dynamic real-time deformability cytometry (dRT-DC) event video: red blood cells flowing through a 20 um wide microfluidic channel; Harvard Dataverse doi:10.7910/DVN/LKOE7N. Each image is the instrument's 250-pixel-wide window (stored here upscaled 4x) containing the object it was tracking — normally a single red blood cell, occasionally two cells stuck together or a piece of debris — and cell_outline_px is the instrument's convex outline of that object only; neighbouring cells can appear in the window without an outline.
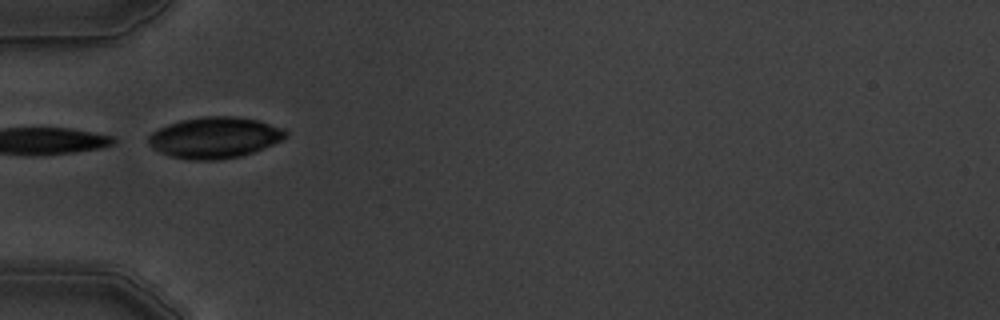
{"species": "common noctule bat (a hibernating species)", "species_latin": "Nyctalus noctula", "temperature_condition": "warm", "stored_images_in_passage": 7, "camera_frame_rate_fps": 3000, "um_per_image_px": 0.085, "animal": {"sex": "male", "body_mass_g": 19.5, "forearm_length_mm": 54.6}, "frame": {"image": 1, "passage_image": 6, "time_ms": 6.0, "image_size_px": [1000, 320], "cell_outline_px": [[288, 136], [272, 144], [252, 152], [240, 156], [216, 160], [192, 160], [172, 156], [160, 152], [152, 148], [148, 144], [148, 136], [152, 132], [168, 124], [180, 120], [204, 116], [232, 116], [260, 120], [284, 128], [288, 132]], "centroid_in_image_um": [18.25, 11.68], "position_along_channel_um": 66.7, "area_um2": 32.83}}